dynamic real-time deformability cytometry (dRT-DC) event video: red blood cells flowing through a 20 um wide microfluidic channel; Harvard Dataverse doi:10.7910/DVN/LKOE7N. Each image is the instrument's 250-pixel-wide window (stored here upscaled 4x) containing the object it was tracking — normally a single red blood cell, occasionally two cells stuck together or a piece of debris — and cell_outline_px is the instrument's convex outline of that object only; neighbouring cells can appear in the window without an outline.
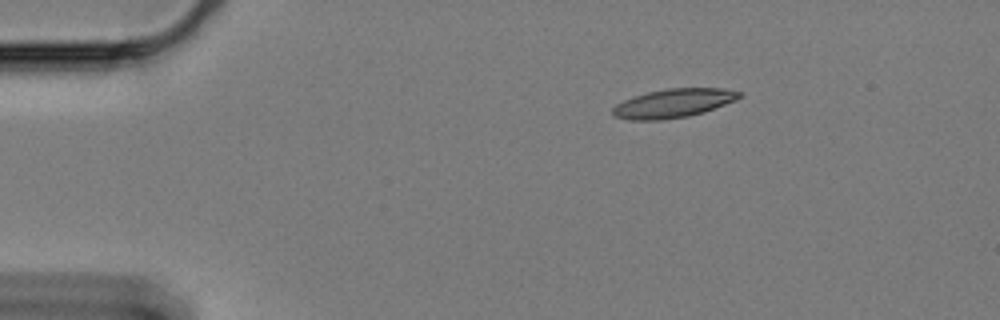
{"species": "Egyptian fruit bat (a non-hibernating species)", "species_latin": "Rousettus aegyptiacus", "temperature_condition": "cold", "stored_images_in_passage": 38, "camera_frame_rate_fps": 3000, "um_per_image_px": 0.085, "animal": {"sex": "female"}, "frame": {"image": 1, "passage_image": 1, "time_ms": 0.0, "image_size_px": [1000, 320], "cell_outline_px": [[740, 96], [736, 100], [704, 112], [688, 116], [660, 120], [628, 120], [612, 116], [612, 108], [616, 104], [632, 96], [648, 92], [668, 88], [724, 88], [740, 92]], "centroid_in_image_um": [57.19, 8.78], "position_along_channel_um": 27.8, "area_um2": 21.27}}
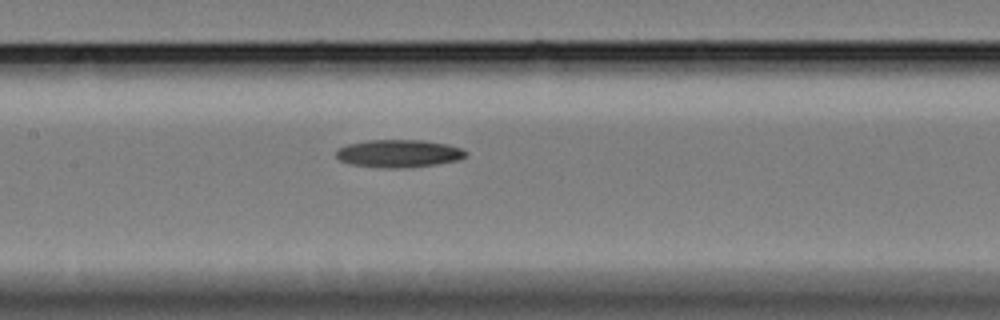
{"frame": {"image": 2, "passage_image": 20, "time_ms": 6.333, "image_size_px": [1000, 320], "cell_outline_px": [[468, 152], [464, 156], [456, 160], [436, 164], [400, 168], [384, 168], [352, 164], [340, 160], [336, 156], [336, 148], [348, 144], [368, 140], [424, 140], [448, 144], [460, 148]], "centroid_in_image_um": [33.86, 13.03], "position_along_channel_um": 173.5, "area_um2": 20.81}}
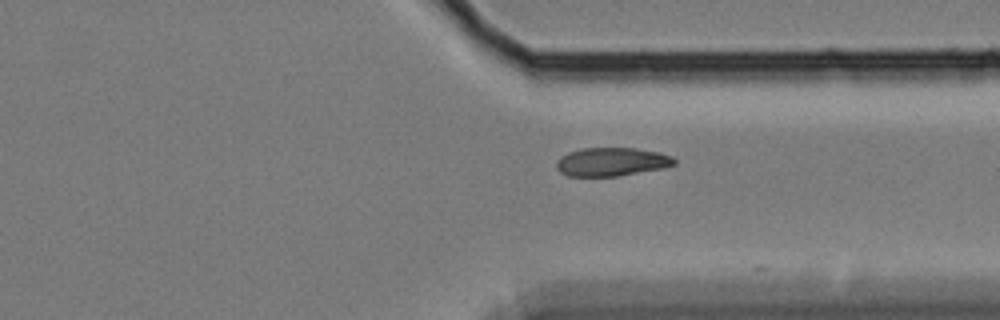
{"frame": {"image": 3, "passage_image": 37, "time_ms": 12.0, "image_size_px": [1000, 320], "cell_outline_px": [[676, 164], [664, 168], [616, 176], [568, 176], [560, 172], [556, 168], [556, 160], [560, 156], [568, 152], [580, 148], [636, 148], [660, 152], [672, 156], [676, 160]], "centroid_in_image_um": [51.98, 13.75], "position_along_channel_um": 359.4, "area_um2": 19.77}}